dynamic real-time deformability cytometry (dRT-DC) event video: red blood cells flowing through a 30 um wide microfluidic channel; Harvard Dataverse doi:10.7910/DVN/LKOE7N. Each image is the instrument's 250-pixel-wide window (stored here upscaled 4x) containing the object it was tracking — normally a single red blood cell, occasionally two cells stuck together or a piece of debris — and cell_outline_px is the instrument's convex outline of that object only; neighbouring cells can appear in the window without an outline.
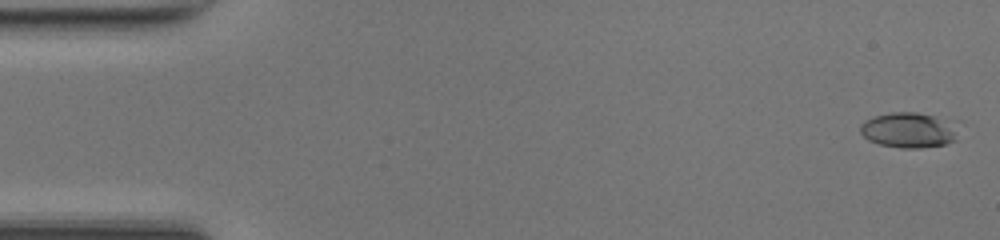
{"species": "common noctule bat (a hibernating species)", "species_latin": "Nyctalus noctula", "temperature_condition": "room temperature", "stored_images_in_passage": 49, "camera_frame_rate_fps": 3000, "um_per_image_px": 0.085, "animal": {"sex": "female", "body_mass_g": 17.0, "forearm_length_mm": 48.0}, "frame": {"image": 1, "passage_image": 1, "time_ms": 0.0, "image_size_px": [1000, 240], "cell_outline_px": [[964, 120], [956, 140], [944, 144], [920, 148], [900, 148], [880, 144], [868, 140], [860, 132], [860, 124], [864, 120], [876, 116], [892, 112], [916, 112]], "centroid_in_image_um": [77.42, 11.03], "position_along_channel_um": 7.6, "area_um2": 21.21}}
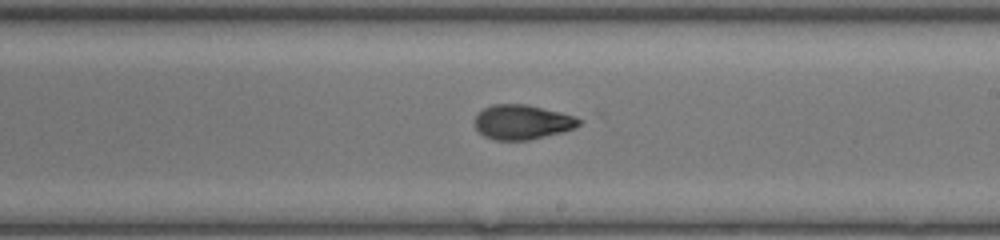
{"frame": {"image": 2, "passage_image": 28, "time_ms": 9.0, "image_size_px": [1000, 240], "cell_outline_px": [[580, 124], [564, 132], [528, 140], [492, 140], [484, 136], [472, 124], [476, 116], [484, 108], [492, 104], [524, 104], [560, 112], [576, 116], [580, 120]], "centroid_in_image_um": [44.36, 10.38], "position_along_channel_um": 244.6, "area_um2": 21.04}}
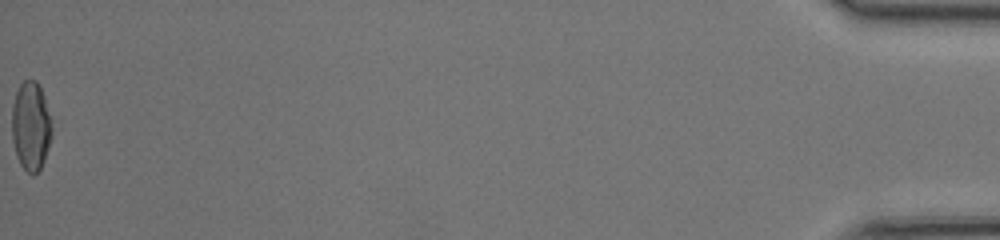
{"frame": {"image": 3, "passage_image": 49, "time_ms": 16.0, "image_size_px": [1000, 240], "cell_outline_px": [[52, 136], [44, 160], [40, 168], [32, 176], [20, 164], [16, 156], [12, 140], [12, 104], [16, 92], [20, 84], [24, 80], [36, 80], [44, 96], [52, 128]], "centroid_in_image_um": [2.61, 10.72], "position_along_channel_um": 432.6, "area_um2": 20.63}, "authors_computed_cell_mechanics": {"area_um2": 20.9814, "velocity_mm_per_s": 4.2755, "shape_relaxation_time_tau1_ms": 4.7947, "shape_relaxation_time_tau2_ms": 1.9194, "deformation_change_tau1": 0.1991, "deformation_change_tau2": 0.0689}}